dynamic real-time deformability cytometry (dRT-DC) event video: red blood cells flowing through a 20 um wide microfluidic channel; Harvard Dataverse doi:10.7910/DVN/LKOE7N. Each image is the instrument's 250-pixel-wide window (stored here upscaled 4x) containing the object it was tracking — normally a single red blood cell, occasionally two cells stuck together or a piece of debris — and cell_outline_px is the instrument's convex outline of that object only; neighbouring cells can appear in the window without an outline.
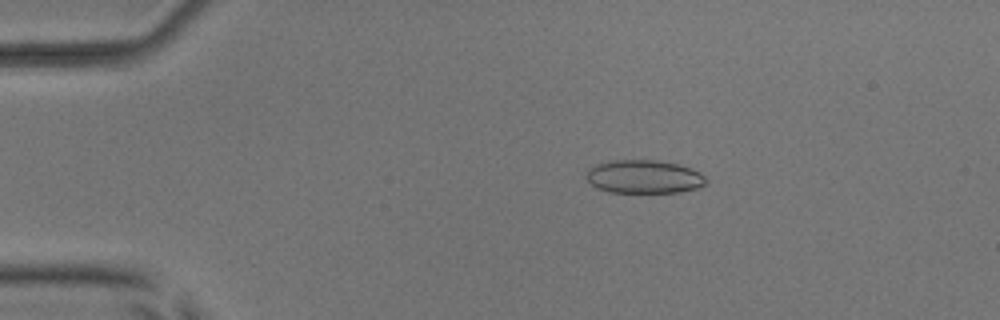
{"species": "common noctule bat (a hibernating species)", "species_latin": "Nyctalus noctula", "temperature_condition": "room temperature", "stored_images_in_passage": 7, "camera_frame_rate_fps": 3000, "um_per_image_px": 0.085, "animal": {"sex": "male", "body_mass_g": 17.9, "forearm_length_mm": 54.2}, "frame": {"image": 1, "passage_image": 3, "time_ms": 2.333, "image_size_px": [1000, 320], "cell_outline_px": [[708, 184], [700, 188], [680, 192], [608, 192], [592, 184], [588, 180], [588, 168], [596, 164], [612, 160], [656, 160], [680, 164], [692, 168], [700, 172], [708, 180]], "centroid_in_image_um": [54.82, 15.02], "position_along_channel_um": 30.2, "area_um2": 23.41}}
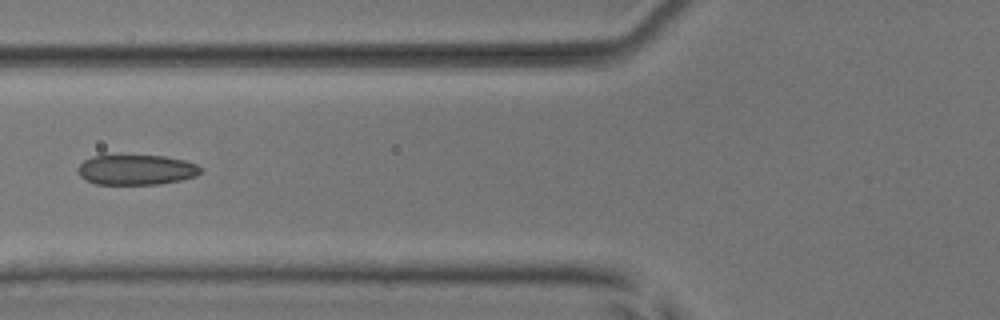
{"frame": {"image": 2, "passage_image": 6, "time_ms": 6.0, "image_size_px": [1000, 320], "cell_outline_px": [[200, 172], [196, 176], [180, 180], [160, 184], [96, 184], [80, 176], [76, 168], [84, 160], [92, 156], [164, 156], [184, 160], [196, 164], [200, 168]], "centroid_in_image_um": [11.57, 14.43], "position_along_channel_um": 114.2, "area_um2": 21.33}}
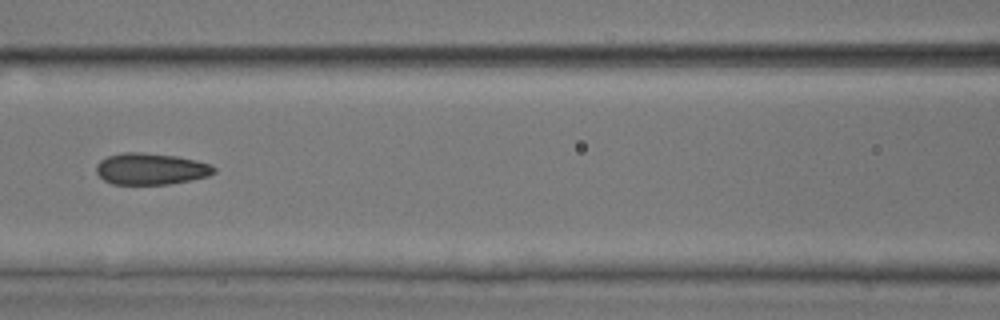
{"frame": {"image": 3, "passage_image": 7, "time_ms": 7.0, "image_size_px": [1000, 320], "cell_outline_px": [[216, 172], [208, 176], [168, 184], [112, 184], [104, 180], [96, 172], [96, 164], [100, 160], [108, 156], [124, 152], [140, 152], [176, 156], [196, 160], [208, 164], [216, 168]], "centroid_in_image_um": [12.8, 14.35], "position_along_channel_um": 153.8, "area_um2": 21.5}}